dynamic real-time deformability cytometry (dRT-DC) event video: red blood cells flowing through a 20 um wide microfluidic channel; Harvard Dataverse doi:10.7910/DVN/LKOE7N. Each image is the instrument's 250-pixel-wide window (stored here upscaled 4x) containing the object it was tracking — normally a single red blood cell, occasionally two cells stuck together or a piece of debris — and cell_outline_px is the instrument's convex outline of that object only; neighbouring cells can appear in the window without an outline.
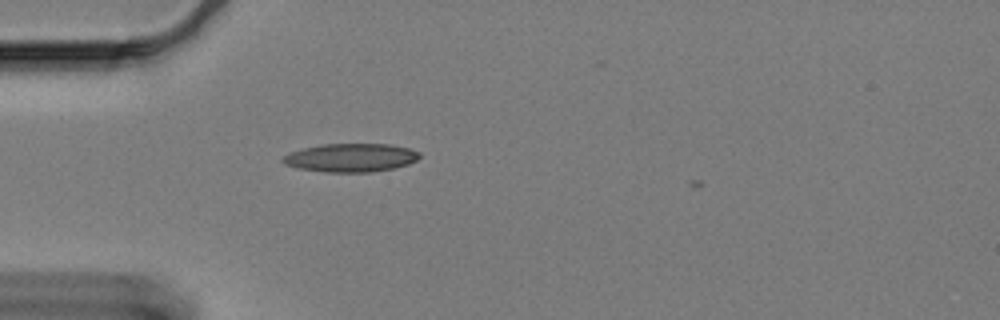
{"species": "Egyptian fruit bat (a non-hibernating species)", "species_latin": "Rousettus aegyptiacus", "temperature_condition": "cold", "stored_images_in_passage": 3, "camera_frame_rate_fps": 3000, "um_per_image_px": 0.085, "animal": {"sex": "female"}, "frame": {"image": 1, "passage_image": 1, "time_ms": 0.0, "image_size_px": [1000, 320], "cell_outline_px": [[420, 156], [416, 160], [408, 164], [392, 168], [372, 172], [324, 172], [296, 168], [284, 164], [280, 160], [284, 156], [292, 152], [304, 148], [324, 144], [388, 144], [408, 148], [420, 152]], "centroid_in_image_um": [29.8, 13.41], "position_along_channel_um": 55.2, "area_um2": 22.54}}